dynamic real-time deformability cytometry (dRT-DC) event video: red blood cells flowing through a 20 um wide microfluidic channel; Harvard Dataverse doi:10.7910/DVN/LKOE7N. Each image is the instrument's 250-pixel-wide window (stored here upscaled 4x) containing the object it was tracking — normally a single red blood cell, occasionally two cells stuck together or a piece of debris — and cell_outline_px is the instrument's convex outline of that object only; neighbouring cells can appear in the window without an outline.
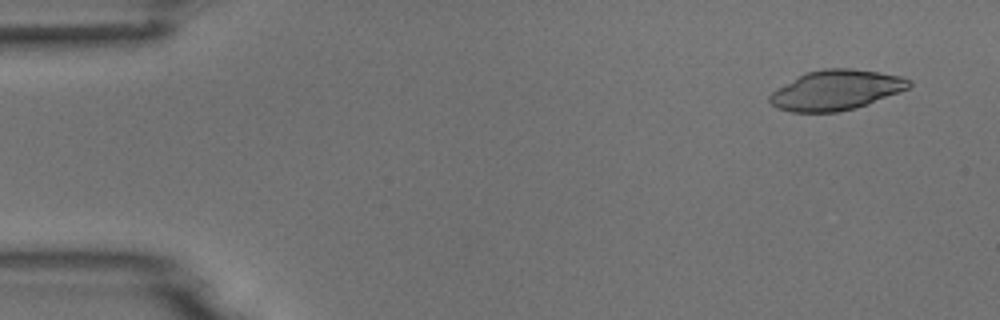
{"species": "common noctule bat (a hibernating species)", "species_latin": "Nyctalus noctula", "temperature_condition": "room temperature", "stored_images_in_passage": 7, "camera_frame_rate_fps": 3000, "um_per_image_px": 0.085, "animal": {"sex": "male", "body_mass_g": 18.8}, "frame": {"image": 1, "passage_image": 1, "time_ms": 0.0, "image_size_px": [1000, 320], "cell_outline_px": [[912, 84], [908, 88], [900, 92], [868, 104], [856, 108], [836, 112], [792, 112], [776, 108], [768, 100], [768, 96], [776, 88], [804, 72], [824, 68], [848, 68], [904, 76], [912, 80]], "centroid_in_image_um": [71.05, 7.65], "position_along_channel_um": 13.9, "area_um2": 32.71}}